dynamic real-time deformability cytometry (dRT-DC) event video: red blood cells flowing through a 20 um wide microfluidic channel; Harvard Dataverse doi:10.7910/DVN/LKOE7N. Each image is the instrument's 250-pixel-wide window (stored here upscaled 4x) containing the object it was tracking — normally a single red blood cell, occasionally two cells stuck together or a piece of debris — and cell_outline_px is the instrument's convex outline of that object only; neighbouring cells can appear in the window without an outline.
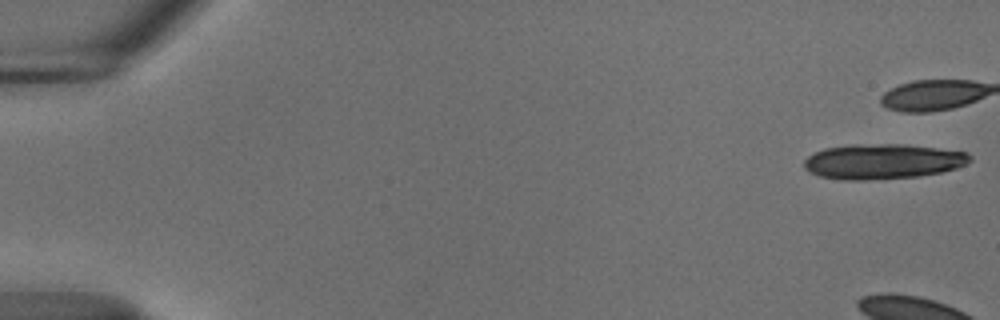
{"species": "common noctule bat (a hibernating species)", "species_latin": "Nyctalus noctula", "temperature_condition": "cold", "stored_images_in_passage": 8, "camera_frame_rate_fps": 3000, "um_per_image_px": 0.085, "animal": {"sex": "male", "body_mass_g": 18.8}, "frame": {"image": 1, "passage_image": 1, "time_ms": 0.0, "image_size_px": [1000, 320], "cell_outline_px": [[972, 160], [956, 168], [940, 172], [920, 176], [868, 180], [840, 180], [820, 176], [804, 168], [804, 160], [808, 156], [824, 148], [856, 144], [904, 144], [968, 152], [972, 156]], "centroid_in_image_um": [75.04, 13.72], "position_along_channel_um": 10.0, "area_um2": 33.93}}